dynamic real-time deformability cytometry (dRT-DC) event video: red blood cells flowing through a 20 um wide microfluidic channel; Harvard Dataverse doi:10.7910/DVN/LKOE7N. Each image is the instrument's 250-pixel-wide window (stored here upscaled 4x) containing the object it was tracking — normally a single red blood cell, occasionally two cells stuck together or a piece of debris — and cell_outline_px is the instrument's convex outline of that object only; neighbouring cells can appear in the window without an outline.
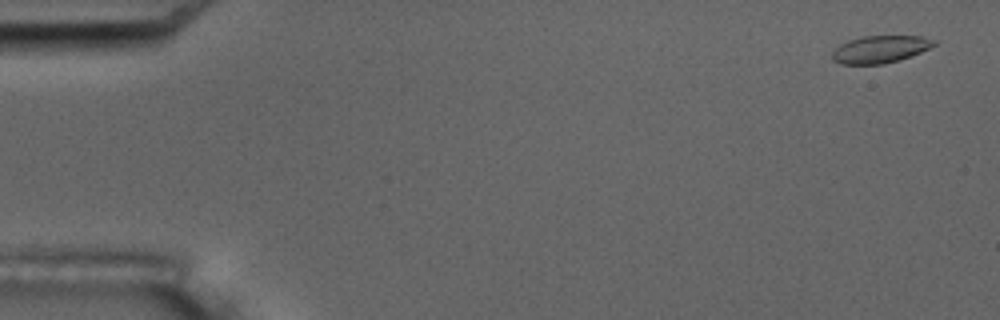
{"species": "common noctule bat (a hibernating species)", "species_latin": "Nyctalus noctula", "temperature_condition": "room temperature", "stored_images_in_passage": 17, "camera_frame_rate_fps": 3000, "um_per_image_px": 0.085, "animal": {"sex": "male", "body_mass_g": 17.5, "forearm_length_mm": 52.3}, "frame": {"image": 1, "passage_image": 1, "time_ms": 0.0, "image_size_px": [1000, 320], "cell_outline_px": [[936, 44], [920, 52], [900, 60], [884, 64], [840, 64], [832, 60], [832, 52], [840, 44], [848, 40], [860, 36], [920, 36], [936, 40]], "centroid_in_image_um": [74.78, 4.19], "position_along_channel_um": 10.2, "area_um2": 16.24}, "authors_computed_cell_mechanics": {"area_um2": 16.8198, "velocity_mm_per_s": 3.4623, "shape_relaxation_time_tau1_ms": 9.1705, "shape_relaxation_time_tau2_ms": 1.8198, "deformation_change_tau1": 0.1654, "deformation_change_tau2": 0.0733}}